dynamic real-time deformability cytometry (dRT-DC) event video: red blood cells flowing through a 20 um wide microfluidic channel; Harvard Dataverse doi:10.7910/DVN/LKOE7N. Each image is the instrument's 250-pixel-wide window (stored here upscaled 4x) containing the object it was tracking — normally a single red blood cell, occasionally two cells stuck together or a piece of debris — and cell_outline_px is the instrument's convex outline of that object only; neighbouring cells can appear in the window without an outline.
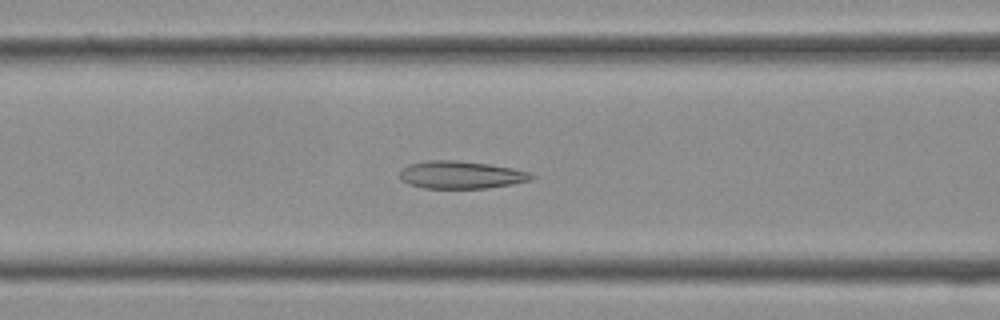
{"species": "Egyptian fruit bat (a non-hibernating species)", "species_latin": "Rousettus aegyptiacus", "temperature_condition": "cold", "stored_images_in_passage": 37, "camera_frame_rate_fps": 3000, "um_per_image_px": 0.085, "frame": {"image": 1, "passage_image": 14, "time_ms": 4.333, "image_size_px": [1000, 320], "cell_outline_px": [[536, 176], [532, 180], [512, 184], [488, 188], [424, 188], [408, 184], [400, 180], [400, 172], [408, 164], [428, 160], [456, 160], [488, 164], [512, 168], [532, 172]], "centroid_in_image_um": [39.21, 14.86], "position_along_channel_um": 127.4, "area_um2": 21.33}}
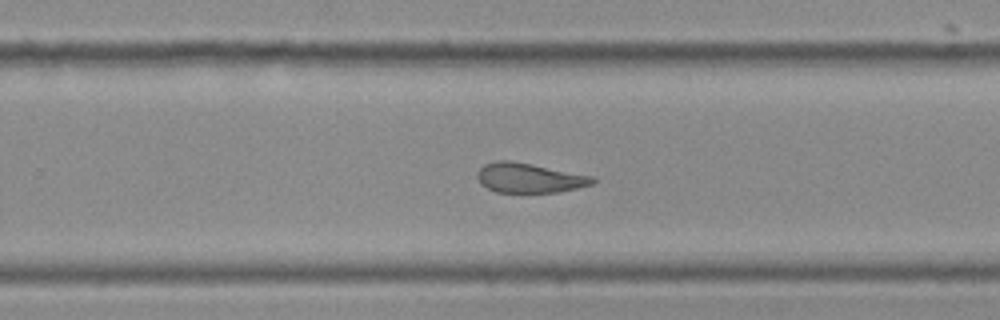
{"frame": {"image": 2, "passage_image": 23, "time_ms": 7.333, "image_size_px": [1000, 320], "cell_outline_px": [[596, 180], [592, 184], [576, 188], [556, 192], [496, 192], [480, 184], [476, 176], [476, 172], [484, 164], [496, 160], [508, 160], [532, 164], [596, 176]], "centroid_in_image_um": [44.98, 15.11], "position_along_channel_um": 284.8, "area_um2": 20.06}}
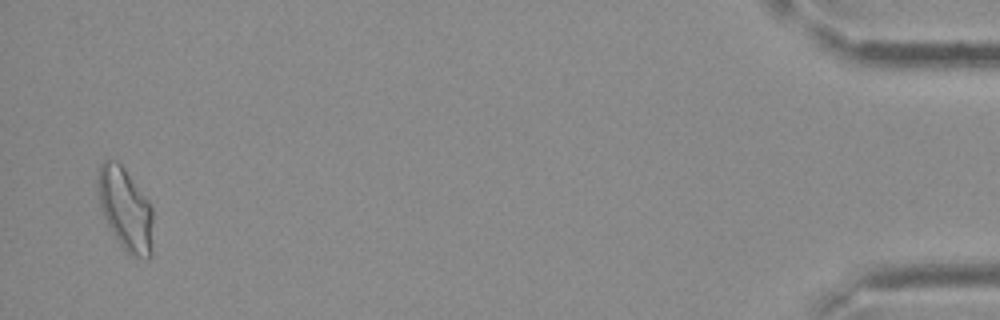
{"frame": {"image": 3, "passage_image": 36, "time_ms": 11.667, "image_size_px": [1000, 320], "cell_outline_px": [[152, 220], [148, 260], [136, 256], [128, 252], [120, 244], [112, 232], [100, 208], [96, 180], [100, 164], [104, 160], [116, 160], [124, 168], [144, 196], [152, 208]], "centroid_in_image_um": [10.6, 17.72], "position_along_channel_um": 424.6, "area_um2": 25.78}}